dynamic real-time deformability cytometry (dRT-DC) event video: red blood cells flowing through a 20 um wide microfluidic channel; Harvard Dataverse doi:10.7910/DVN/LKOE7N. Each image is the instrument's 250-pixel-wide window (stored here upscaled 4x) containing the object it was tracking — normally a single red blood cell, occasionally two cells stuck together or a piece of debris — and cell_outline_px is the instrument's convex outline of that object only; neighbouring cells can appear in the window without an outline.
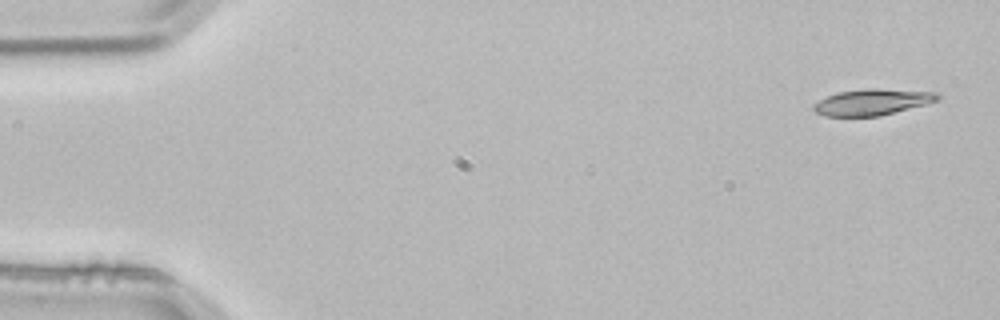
{"species": "common noctule bat (a hibernating species)", "species_latin": "Nyctalus noctula", "temperature_condition": "room temperature", "stored_images_in_passage": 4, "camera_frame_rate_fps": 3000, "um_per_image_px": 0.085, "animal": {"sex": "male", "body_mass_g": 21.5, "forearm_length_mm": 52.0}, "frame": {"image": 1, "passage_image": 1, "time_ms": 0.0, "image_size_px": [1000, 320], "cell_outline_px": [[940, 100], [880, 116], [824, 116], [816, 112], [812, 108], [812, 104], [836, 92], [864, 88], [876, 88], [936, 92], [940, 96]], "centroid_in_image_um": [74.13, 8.67], "position_along_channel_um": 10.9, "area_um2": 18.96}}
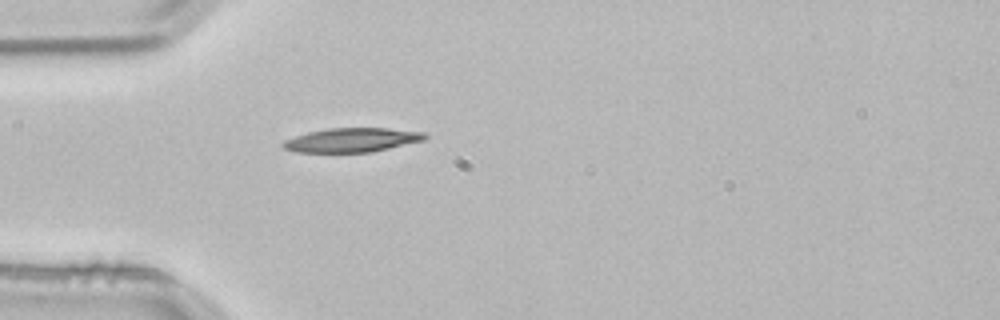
{"frame": {"image": 2, "passage_image": 4, "time_ms": 1.0, "image_size_px": [1000, 320], "cell_outline_px": [[428, 136], [424, 140], [372, 152], [296, 152], [284, 148], [280, 144], [284, 140], [308, 132], [328, 128], [388, 128], [424, 132]], "centroid_in_image_um": [29.91, 11.9], "position_along_channel_um": 55.1, "area_um2": 19.88}}